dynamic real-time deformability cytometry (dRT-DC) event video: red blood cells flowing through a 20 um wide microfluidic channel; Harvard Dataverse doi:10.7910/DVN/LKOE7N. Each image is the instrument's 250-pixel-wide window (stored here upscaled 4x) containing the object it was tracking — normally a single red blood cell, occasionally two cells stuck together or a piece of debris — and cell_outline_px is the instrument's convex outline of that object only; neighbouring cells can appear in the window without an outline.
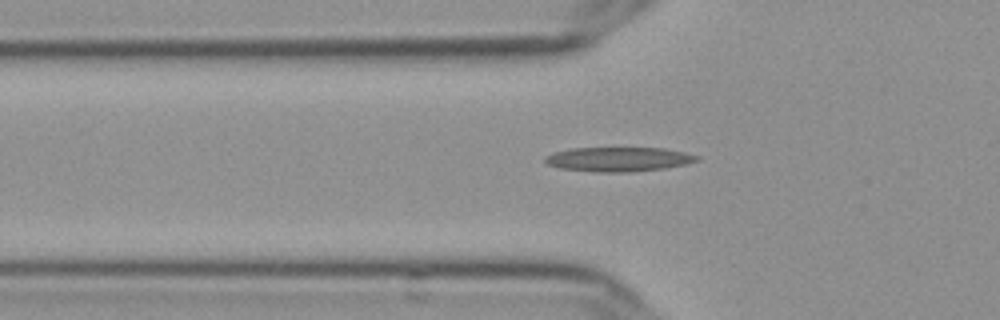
{"species": "Egyptian fruit bat (a non-hibernating species)", "species_latin": "Rousettus aegyptiacus", "temperature_condition": "cold", "stored_images_in_passage": 58, "segment_of_instrument_passage": [1, 2], "camera_frame_rate_fps": 3000, "um_per_image_px": 0.085, "frame": {"image": 1, "passage_image": 20, "time_ms": 6.333, "image_size_px": [1000, 320], "cell_outline_px": [[700, 160], [684, 164], [664, 168], [628, 172], [596, 172], [560, 168], [548, 164], [544, 160], [544, 156], [552, 152], [572, 148], [664, 148], [684, 152], [700, 156]], "centroid_in_image_um": [52.55, 13.53], "position_along_channel_um": 73.2, "area_um2": 21.56}}
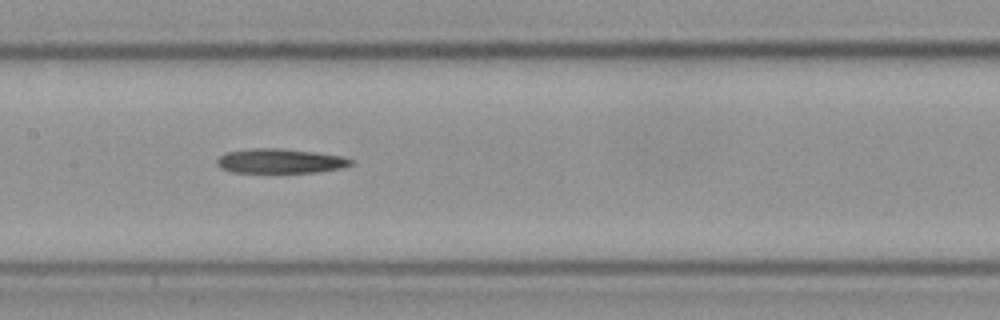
{"frame": {"image": 2, "passage_image": 29, "time_ms": 9.333, "image_size_px": [1000, 320], "cell_outline_px": [[356, 160], [352, 164], [344, 168], [316, 172], [232, 172], [220, 168], [216, 164], [216, 160], [224, 152], [252, 148], [280, 148], [316, 152], [340, 156]], "centroid_in_image_um": [23.81, 13.68], "position_along_channel_um": 183.6, "area_um2": 19.31}}
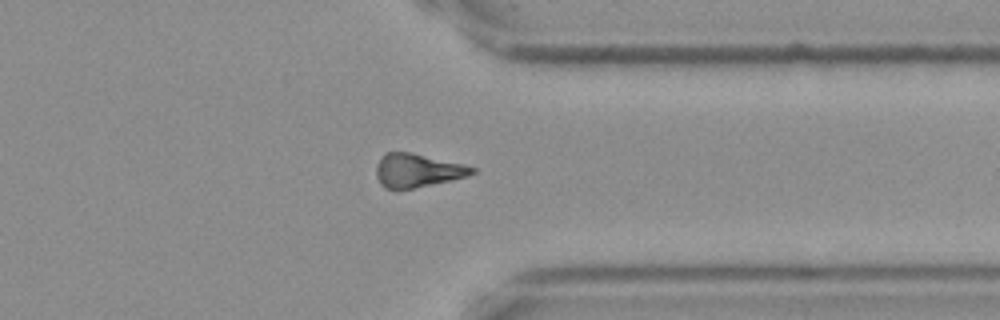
{"frame": {"image": 3, "passage_image": 45, "time_ms": 14.667, "image_size_px": [1000, 320], "cell_outline_px": [[476, 172], [468, 176], [452, 180], [396, 192], [384, 188], [380, 184], [376, 176], [376, 164], [380, 156], [384, 152], [412, 152], [464, 164], [476, 168]], "centroid_in_image_um": [35.43, 14.51], "position_along_channel_um": 376.0, "area_um2": 19.36}}